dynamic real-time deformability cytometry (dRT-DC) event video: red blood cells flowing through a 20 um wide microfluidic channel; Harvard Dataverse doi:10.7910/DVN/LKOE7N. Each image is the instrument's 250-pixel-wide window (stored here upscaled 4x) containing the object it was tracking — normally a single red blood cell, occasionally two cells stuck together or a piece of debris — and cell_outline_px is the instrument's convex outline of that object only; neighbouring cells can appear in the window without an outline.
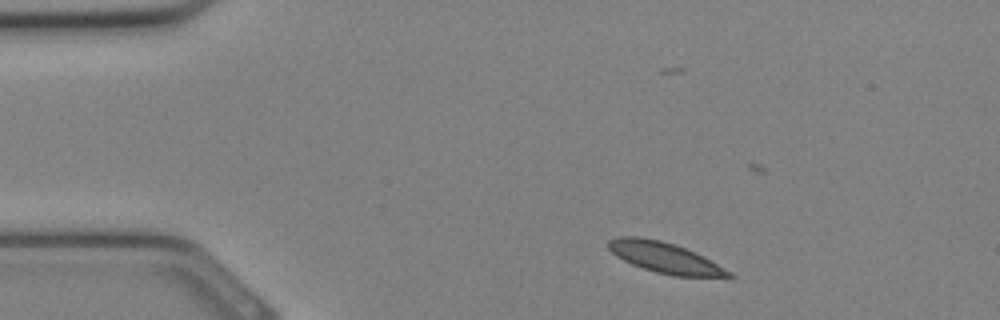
{"species": "Egyptian fruit bat (a non-hibernating species)", "species_latin": "Rousettus aegyptiacus", "temperature_condition": "cold", "stored_images_in_passage": 29, "camera_frame_rate_fps": 3000, "um_per_image_px": 0.085, "animal": {"sex": "female"}, "frame": {"image": 1, "passage_image": 1, "time_ms": 0.0, "image_size_px": [1000, 320], "cell_outline_px": [[736, 276], [732, 280], [672, 276], [656, 272], [632, 264], [616, 256], [608, 248], [608, 240], [620, 236], [640, 236], [660, 240], [684, 248], [704, 256], [732, 272]], "centroid_in_image_um": [56.66, 21.96], "position_along_channel_um": 28.3, "area_um2": 22.14}}
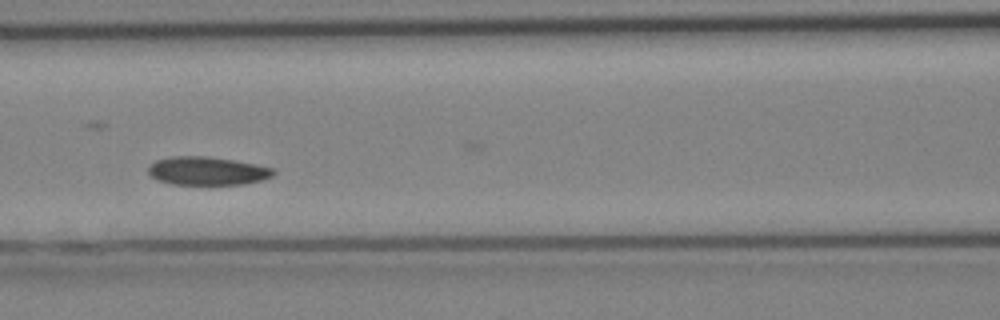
{"frame": {"image": 2, "passage_image": 10, "time_ms": 3.0, "image_size_px": [1000, 320], "cell_outline_px": [[276, 172], [272, 176], [264, 180], [244, 184], [172, 184], [156, 180], [148, 176], [148, 168], [156, 160], [172, 156], [208, 156], [256, 164], [272, 168]], "centroid_in_image_um": [17.6, 14.53], "position_along_channel_um": 149.0, "area_um2": 20.75}}
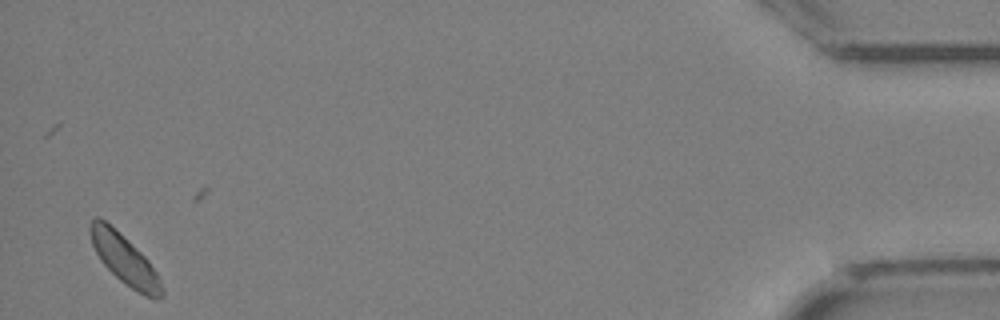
{"frame": {"image": 3, "passage_image": 28, "time_ms": 9.0, "image_size_px": [1000, 320], "cell_outline_px": [[164, 296], [152, 300], [144, 296], [120, 280], [100, 260], [92, 244], [88, 232], [88, 228], [92, 220], [96, 216], [100, 216], [140, 252], [148, 260], [156, 272], [160, 280], [164, 292]], "centroid_in_image_um": [10.58, 22.07], "position_along_channel_um": 424.6, "area_um2": 20.4}}